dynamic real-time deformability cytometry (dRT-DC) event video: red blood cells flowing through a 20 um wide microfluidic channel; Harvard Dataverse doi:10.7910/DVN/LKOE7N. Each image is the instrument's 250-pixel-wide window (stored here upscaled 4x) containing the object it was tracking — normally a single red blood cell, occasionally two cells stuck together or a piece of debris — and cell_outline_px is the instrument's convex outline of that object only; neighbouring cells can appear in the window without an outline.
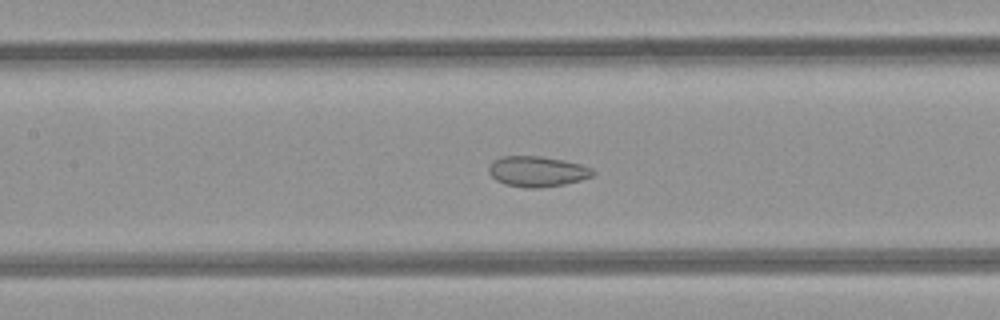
{"species": "common noctule bat (a hibernating species)", "species_latin": "Nyctalus noctula", "temperature_condition": "room temperature", "stored_images_in_passage": 48, "camera_frame_rate_fps": 3000, "um_per_image_px": 0.085, "animal": {"sex": "female", "body_mass_g": 21.9}, "frame": {"image": 1, "passage_image": 22, "time_ms": 7.0, "image_size_px": [1000, 320], "cell_outline_px": [[596, 172], [592, 176], [580, 180], [564, 184], [540, 188], [524, 188], [504, 184], [496, 180], [488, 172], [488, 168], [492, 160], [500, 156], [540, 156], [564, 160], [580, 164], [592, 168]], "centroid_in_image_um": [45.64, 14.57], "position_along_channel_um": 161.8, "area_um2": 18.67}}
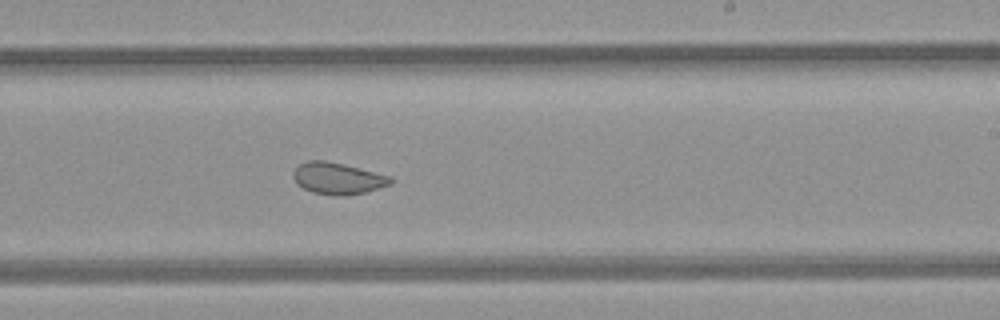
{"frame": {"image": 2, "passage_image": 29, "time_ms": 9.333, "image_size_px": [1000, 320], "cell_outline_px": [[392, 184], [364, 192], [344, 196], [336, 196], [312, 192], [296, 184], [292, 176], [292, 172], [300, 164], [308, 160], [324, 160], [392, 176]], "centroid_in_image_um": [28.68, 15.17], "position_along_channel_um": 260.3, "area_um2": 17.86}}
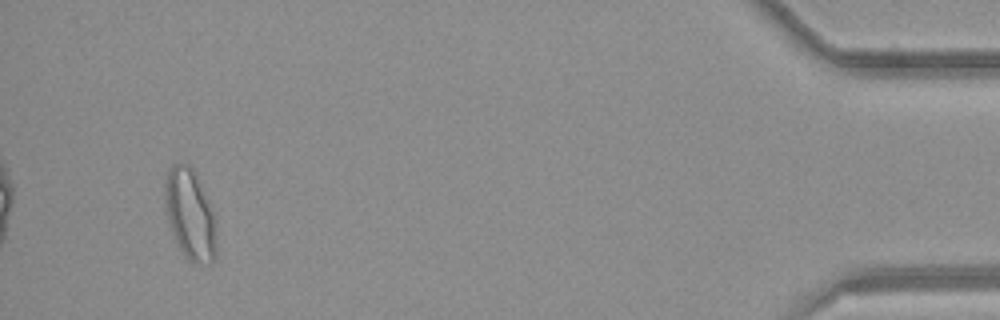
{"frame": {"image": 3, "passage_image": 46, "time_ms": 15.0, "image_size_px": [1000, 320], "cell_outline_px": [[216, 256], [212, 264], [192, 264], [188, 260], [180, 248], [176, 240], [168, 220], [164, 196], [164, 184], [168, 168], [172, 164], [184, 160], [196, 172], [216, 216]], "centroid_in_image_um": [16.18, 18.19], "position_along_channel_um": 419.0, "area_um2": 27.92}, "authors_computed_cell_mechanics": {"area_um2": 22.5131, "velocity_mm_per_s": 4.239, "shape_relaxation_time_tau1_ms": null, "shape_relaxation_time_tau2_ms": 1.0228, "deformation_change_tau1": null, "deformation_change_tau2": 0.0642}}